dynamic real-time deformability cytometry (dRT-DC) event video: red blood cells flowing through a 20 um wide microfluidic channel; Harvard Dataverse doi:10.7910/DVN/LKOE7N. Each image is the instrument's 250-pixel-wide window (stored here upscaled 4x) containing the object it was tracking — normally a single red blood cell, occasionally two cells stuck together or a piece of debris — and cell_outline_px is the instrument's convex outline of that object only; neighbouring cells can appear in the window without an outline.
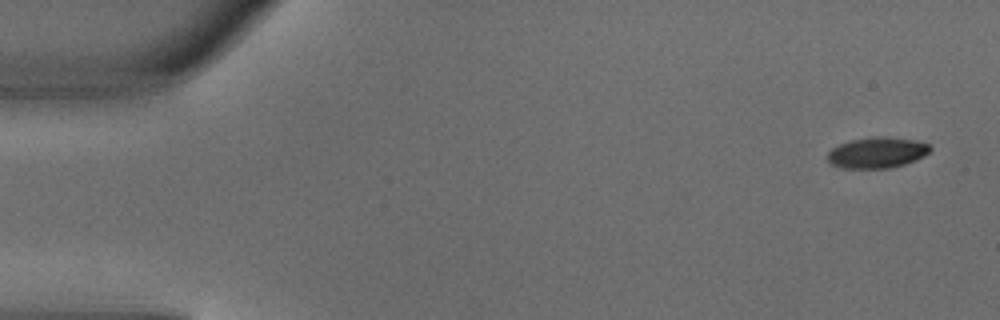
{"species": "common noctule bat (a hibernating species)", "species_latin": "Nyctalus noctula", "temperature_condition": "warm", "stored_images_in_passage": 5, "segment_of_instrument_passage": [2, 2], "camera_frame_rate_fps": 3000, "um_per_image_px": 0.085, "animal": {"sex": "male", "body_mass_g": 18.8}, "frame": {"image": 1, "passage_image": 5, "time_ms": 1.333, "image_size_px": [1000, 320], "cell_outline_px": [[932, 148], [924, 156], [916, 160], [904, 164], [888, 168], [840, 168], [832, 164], [828, 160], [828, 152], [832, 148], [840, 144], [852, 140], [872, 136], [884, 136], [912, 140], [928, 144]], "centroid_in_image_um": [74.54, 12.97], "position_along_channel_um": 10.5, "area_um2": 18.32}}